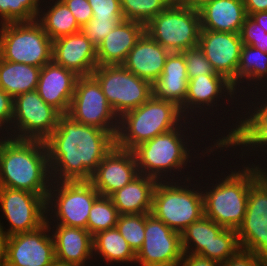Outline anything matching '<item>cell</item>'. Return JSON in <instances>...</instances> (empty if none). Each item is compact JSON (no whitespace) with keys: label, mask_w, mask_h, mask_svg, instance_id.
I'll return each instance as SVG.
<instances>
[{"label":"cell","mask_w":267,"mask_h":266,"mask_svg":"<svg viewBox=\"0 0 267 266\" xmlns=\"http://www.w3.org/2000/svg\"><path fill=\"white\" fill-rule=\"evenodd\" d=\"M139 175L133 150H126L116 145L103 158L90 182L100 196L110 197Z\"/></svg>","instance_id":"19"},{"label":"cell","mask_w":267,"mask_h":266,"mask_svg":"<svg viewBox=\"0 0 267 266\" xmlns=\"http://www.w3.org/2000/svg\"><path fill=\"white\" fill-rule=\"evenodd\" d=\"M93 257L94 263L100 259L105 266H135L136 253L115 227L93 236Z\"/></svg>","instance_id":"29"},{"label":"cell","mask_w":267,"mask_h":266,"mask_svg":"<svg viewBox=\"0 0 267 266\" xmlns=\"http://www.w3.org/2000/svg\"><path fill=\"white\" fill-rule=\"evenodd\" d=\"M55 260L47 222L35 231L8 236L3 266H51Z\"/></svg>","instance_id":"17"},{"label":"cell","mask_w":267,"mask_h":266,"mask_svg":"<svg viewBox=\"0 0 267 266\" xmlns=\"http://www.w3.org/2000/svg\"><path fill=\"white\" fill-rule=\"evenodd\" d=\"M259 174L260 178L267 184V164H264V167L262 165L259 166Z\"/></svg>","instance_id":"54"},{"label":"cell","mask_w":267,"mask_h":266,"mask_svg":"<svg viewBox=\"0 0 267 266\" xmlns=\"http://www.w3.org/2000/svg\"><path fill=\"white\" fill-rule=\"evenodd\" d=\"M92 10L93 18L99 20L122 21L120 0H88Z\"/></svg>","instance_id":"40"},{"label":"cell","mask_w":267,"mask_h":266,"mask_svg":"<svg viewBox=\"0 0 267 266\" xmlns=\"http://www.w3.org/2000/svg\"><path fill=\"white\" fill-rule=\"evenodd\" d=\"M240 38L243 45L255 46L265 36L266 31L248 16L240 30Z\"/></svg>","instance_id":"44"},{"label":"cell","mask_w":267,"mask_h":266,"mask_svg":"<svg viewBox=\"0 0 267 266\" xmlns=\"http://www.w3.org/2000/svg\"><path fill=\"white\" fill-rule=\"evenodd\" d=\"M67 115L76 122L96 126L115 137L117 135L119 117L93 75L78 76Z\"/></svg>","instance_id":"14"},{"label":"cell","mask_w":267,"mask_h":266,"mask_svg":"<svg viewBox=\"0 0 267 266\" xmlns=\"http://www.w3.org/2000/svg\"><path fill=\"white\" fill-rule=\"evenodd\" d=\"M242 46L239 33L200 30L199 49L214 71L230 81L234 88Z\"/></svg>","instance_id":"18"},{"label":"cell","mask_w":267,"mask_h":266,"mask_svg":"<svg viewBox=\"0 0 267 266\" xmlns=\"http://www.w3.org/2000/svg\"><path fill=\"white\" fill-rule=\"evenodd\" d=\"M200 13L174 0L145 25V32L171 52L198 47Z\"/></svg>","instance_id":"11"},{"label":"cell","mask_w":267,"mask_h":266,"mask_svg":"<svg viewBox=\"0 0 267 266\" xmlns=\"http://www.w3.org/2000/svg\"><path fill=\"white\" fill-rule=\"evenodd\" d=\"M99 196L90 181H52L46 198V222L87 230L91 207Z\"/></svg>","instance_id":"10"},{"label":"cell","mask_w":267,"mask_h":266,"mask_svg":"<svg viewBox=\"0 0 267 266\" xmlns=\"http://www.w3.org/2000/svg\"><path fill=\"white\" fill-rule=\"evenodd\" d=\"M46 198L26 190L0 187V209L8 236L32 232L46 223ZM9 224V225H8Z\"/></svg>","instance_id":"15"},{"label":"cell","mask_w":267,"mask_h":266,"mask_svg":"<svg viewBox=\"0 0 267 266\" xmlns=\"http://www.w3.org/2000/svg\"><path fill=\"white\" fill-rule=\"evenodd\" d=\"M239 108L240 96L237 95L234 86L224 76L199 75L188 81L187 95L180 110L186 119L193 120L200 124L202 123V126L206 127V130H210L209 133L211 132V136L213 133H218V135L213 134V136H215V138L217 137L218 142L221 143L235 129L239 120ZM227 114H229V117L226 116ZM224 116L228 119L226 120ZM222 121L225 123L223 124ZM220 123L222 126H220ZM215 126L222 129L218 127L215 129ZM213 129L214 131L216 130V132H214Z\"/></svg>","instance_id":"4"},{"label":"cell","mask_w":267,"mask_h":266,"mask_svg":"<svg viewBox=\"0 0 267 266\" xmlns=\"http://www.w3.org/2000/svg\"><path fill=\"white\" fill-rule=\"evenodd\" d=\"M49 229L54 241L56 260L78 266H95L93 236L88 230L64 225H49Z\"/></svg>","instance_id":"22"},{"label":"cell","mask_w":267,"mask_h":266,"mask_svg":"<svg viewBox=\"0 0 267 266\" xmlns=\"http://www.w3.org/2000/svg\"><path fill=\"white\" fill-rule=\"evenodd\" d=\"M223 229V226L202 216L181 232L183 253L199 254L201 251H211L214 237Z\"/></svg>","instance_id":"33"},{"label":"cell","mask_w":267,"mask_h":266,"mask_svg":"<svg viewBox=\"0 0 267 266\" xmlns=\"http://www.w3.org/2000/svg\"><path fill=\"white\" fill-rule=\"evenodd\" d=\"M174 0H120L125 20L146 25L152 18L164 11Z\"/></svg>","instance_id":"35"},{"label":"cell","mask_w":267,"mask_h":266,"mask_svg":"<svg viewBox=\"0 0 267 266\" xmlns=\"http://www.w3.org/2000/svg\"><path fill=\"white\" fill-rule=\"evenodd\" d=\"M77 78L73 71L52 60L41 68L36 91L47 104L67 114Z\"/></svg>","instance_id":"21"},{"label":"cell","mask_w":267,"mask_h":266,"mask_svg":"<svg viewBox=\"0 0 267 266\" xmlns=\"http://www.w3.org/2000/svg\"><path fill=\"white\" fill-rule=\"evenodd\" d=\"M247 15L267 11V0H243Z\"/></svg>","instance_id":"48"},{"label":"cell","mask_w":267,"mask_h":266,"mask_svg":"<svg viewBox=\"0 0 267 266\" xmlns=\"http://www.w3.org/2000/svg\"><path fill=\"white\" fill-rule=\"evenodd\" d=\"M180 266H222L219 262L198 254L183 253Z\"/></svg>","instance_id":"47"},{"label":"cell","mask_w":267,"mask_h":266,"mask_svg":"<svg viewBox=\"0 0 267 266\" xmlns=\"http://www.w3.org/2000/svg\"><path fill=\"white\" fill-rule=\"evenodd\" d=\"M52 51L53 41L37 19L0 24L1 59L42 68Z\"/></svg>","instance_id":"9"},{"label":"cell","mask_w":267,"mask_h":266,"mask_svg":"<svg viewBox=\"0 0 267 266\" xmlns=\"http://www.w3.org/2000/svg\"><path fill=\"white\" fill-rule=\"evenodd\" d=\"M236 231L240 249L267 257V214L246 212Z\"/></svg>","instance_id":"32"},{"label":"cell","mask_w":267,"mask_h":266,"mask_svg":"<svg viewBox=\"0 0 267 266\" xmlns=\"http://www.w3.org/2000/svg\"><path fill=\"white\" fill-rule=\"evenodd\" d=\"M262 85H267V53L253 46L243 45L235 76V90L241 97Z\"/></svg>","instance_id":"28"},{"label":"cell","mask_w":267,"mask_h":266,"mask_svg":"<svg viewBox=\"0 0 267 266\" xmlns=\"http://www.w3.org/2000/svg\"><path fill=\"white\" fill-rule=\"evenodd\" d=\"M82 27L93 18V10L88 0H62Z\"/></svg>","instance_id":"45"},{"label":"cell","mask_w":267,"mask_h":266,"mask_svg":"<svg viewBox=\"0 0 267 266\" xmlns=\"http://www.w3.org/2000/svg\"><path fill=\"white\" fill-rule=\"evenodd\" d=\"M181 53L186 61L188 80L199 75H220L214 71L211 63L207 60L199 47L187 49Z\"/></svg>","instance_id":"39"},{"label":"cell","mask_w":267,"mask_h":266,"mask_svg":"<svg viewBox=\"0 0 267 266\" xmlns=\"http://www.w3.org/2000/svg\"><path fill=\"white\" fill-rule=\"evenodd\" d=\"M181 233L151 213H145V238L136 253L135 266H180Z\"/></svg>","instance_id":"16"},{"label":"cell","mask_w":267,"mask_h":266,"mask_svg":"<svg viewBox=\"0 0 267 266\" xmlns=\"http://www.w3.org/2000/svg\"><path fill=\"white\" fill-rule=\"evenodd\" d=\"M195 177L158 181L154 188L151 214L179 233L204 216L201 183Z\"/></svg>","instance_id":"8"},{"label":"cell","mask_w":267,"mask_h":266,"mask_svg":"<svg viewBox=\"0 0 267 266\" xmlns=\"http://www.w3.org/2000/svg\"><path fill=\"white\" fill-rule=\"evenodd\" d=\"M43 0H0V24L33 21L38 18Z\"/></svg>","instance_id":"36"},{"label":"cell","mask_w":267,"mask_h":266,"mask_svg":"<svg viewBox=\"0 0 267 266\" xmlns=\"http://www.w3.org/2000/svg\"><path fill=\"white\" fill-rule=\"evenodd\" d=\"M158 180L139 174L110 198L119 215L151 213L153 192Z\"/></svg>","instance_id":"27"},{"label":"cell","mask_w":267,"mask_h":266,"mask_svg":"<svg viewBox=\"0 0 267 266\" xmlns=\"http://www.w3.org/2000/svg\"><path fill=\"white\" fill-rule=\"evenodd\" d=\"M186 61L181 52H171L166 57L163 72L152 84V96L175 103L181 107L188 87Z\"/></svg>","instance_id":"25"},{"label":"cell","mask_w":267,"mask_h":266,"mask_svg":"<svg viewBox=\"0 0 267 266\" xmlns=\"http://www.w3.org/2000/svg\"><path fill=\"white\" fill-rule=\"evenodd\" d=\"M144 32L143 23L120 21L97 47L98 66L122 65Z\"/></svg>","instance_id":"23"},{"label":"cell","mask_w":267,"mask_h":266,"mask_svg":"<svg viewBox=\"0 0 267 266\" xmlns=\"http://www.w3.org/2000/svg\"><path fill=\"white\" fill-rule=\"evenodd\" d=\"M204 129L205 131L203 132ZM206 132L208 133L209 131L202 124L185 119L178 127L139 144L133 149L139 174L151 176L158 181L185 180L193 177V174L194 176H199L201 164L196 163H203L204 161L210 163V165L213 162H216L215 164L219 163L216 157V150L220 147V143L214 136H210L211 134L208 135ZM203 136L205 137L202 138ZM207 141H209V144ZM214 156L216 157L215 159ZM206 157H209L208 161L206 159L202 160ZM193 163L199 166L195 169L196 166H192ZM190 167H194L193 169L195 170L188 171ZM197 172L198 174H196Z\"/></svg>","instance_id":"1"},{"label":"cell","mask_w":267,"mask_h":266,"mask_svg":"<svg viewBox=\"0 0 267 266\" xmlns=\"http://www.w3.org/2000/svg\"><path fill=\"white\" fill-rule=\"evenodd\" d=\"M251 90L240 97L238 123L235 129L220 143V146L230 156L233 153L231 159L237 156L236 158L239 160L236 159V162L240 164L256 166L258 163L257 165L261 166L267 163V85L258 86ZM229 151L232 152L229 153ZM252 158H254V162Z\"/></svg>","instance_id":"6"},{"label":"cell","mask_w":267,"mask_h":266,"mask_svg":"<svg viewBox=\"0 0 267 266\" xmlns=\"http://www.w3.org/2000/svg\"><path fill=\"white\" fill-rule=\"evenodd\" d=\"M0 219V261L3 262L5 255H6V247H7V240H8V235L6 231L4 230V223L2 221L1 223Z\"/></svg>","instance_id":"49"},{"label":"cell","mask_w":267,"mask_h":266,"mask_svg":"<svg viewBox=\"0 0 267 266\" xmlns=\"http://www.w3.org/2000/svg\"><path fill=\"white\" fill-rule=\"evenodd\" d=\"M201 30L240 33L248 17L243 0H213L199 10Z\"/></svg>","instance_id":"26"},{"label":"cell","mask_w":267,"mask_h":266,"mask_svg":"<svg viewBox=\"0 0 267 266\" xmlns=\"http://www.w3.org/2000/svg\"><path fill=\"white\" fill-rule=\"evenodd\" d=\"M246 212L267 214V184L261 178L250 187Z\"/></svg>","instance_id":"42"},{"label":"cell","mask_w":267,"mask_h":266,"mask_svg":"<svg viewBox=\"0 0 267 266\" xmlns=\"http://www.w3.org/2000/svg\"><path fill=\"white\" fill-rule=\"evenodd\" d=\"M119 213L110 197L99 196L93 203L88 216L87 230L95 234L116 227Z\"/></svg>","instance_id":"34"},{"label":"cell","mask_w":267,"mask_h":266,"mask_svg":"<svg viewBox=\"0 0 267 266\" xmlns=\"http://www.w3.org/2000/svg\"><path fill=\"white\" fill-rule=\"evenodd\" d=\"M62 114L47 104L36 90L17 95L9 137L45 141L58 126Z\"/></svg>","instance_id":"13"},{"label":"cell","mask_w":267,"mask_h":266,"mask_svg":"<svg viewBox=\"0 0 267 266\" xmlns=\"http://www.w3.org/2000/svg\"><path fill=\"white\" fill-rule=\"evenodd\" d=\"M52 183L45 141L9 137L0 148V187L48 195Z\"/></svg>","instance_id":"5"},{"label":"cell","mask_w":267,"mask_h":266,"mask_svg":"<svg viewBox=\"0 0 267 266\" xmlns=\"http://www.w3.org/2000/svg\"><path fill=\"white\" fill-rule=\"evenodd\" d=\"M9 138V134L6 128H4L0 124V148L2 147L3 143Z\"/></svg>","instance_id":"53"},{"label":"cell","mask_w":267,"mask_h":266,"mask_svg":"<svg viewBox=\"0 0 267 266\" xmlns=\"http://www.w3.org/2000/svg\"><path fill=\"white\" fill-rule=\"evenodd\" d=\"M254 47L267 53V33L258 41V43Z\"/></svg>","instance_id":"52"},{"label":"cell","mask_w":267,"mask_h":266,"mask_svg":"<svg viewBox=\"0 0 267 266\" xmlns=\"http://www.w3.org/2000/svg\"><path fill=\"white\" fill-rule=\"evenodd\" d=\"M239 249L237 231L231 228H224L214 237L211 243V251H201L198 255L215 260L222 265Z\"/></svg>","instance_id":"37"},{"label":"cell","mask_w":267,"mask_h":266,"mask_svg":"<svg viewBox=\"0 0 267 266\" xmlns=\"http://www.w3.org/2000/svg\"><path fill=\"white\" fill-rule=\"evenodd\" d=\"M116 228L132 250L137 253L145 238V214L119 215Z\"/></svg>","instance_id":"38"},{"label":"cell","mask_w":267,"mask_h":266,"mask_svg":"<svg viewBox=\"0 0 267 266\" xmlns=\"http://www.w3.org/2000/svg\"><path fill=\"white\" fill-rule=\"evenodd\" d=\"M13 98L0 88V124L7 130L13 118Z\"/></svg>","instance_id":"46"},{"label":"cell","mask_w":267,"mask_h":266,"mask_svg":"<svg viewBox=\"0 0 267 266\" xmlns=\"http://www.w3.org/2000/svg\"><path fill=\"white\" fill-rule=\"evenodd\" d=\"M92 75L118 117L141 106L152 96V84L123 65L97 66Z\"/></svg>","instance_id":"12"},{"label":"cell","mask_w":267,"mask_h":266,"mask_svg":"<svg viewBox=\"0 0 267 266\" xmlns=\"http://www.w3.org/2000/svg\"><path fill=\"white\" fill-rule=\"evenodd\" d=\"M250 17L267 33V11L253 13L250 15Z\"/></svg>","instance_id":"51"},{"label":"cell","mask_w":267,"mask_h":266,"mask_svg":"<svg viewBox=\"0 0 267 266\" xmlns=\"http://www.w3.org/2000/svg\"><path fill=\"white\" fill-rule=\"evenodd\" d=\"M180 4L190 7L194 10L199 11L202 7H204L207 3L213 0H177Z\"/></svg>","instance_id":"50"},{"label":"cell","mask_w":267,"mask_h":266,"mask_svg":"<svg viewBox=\"0 0 267 266\" xmlns=\"http://www.w3.org/2000/svg\"><path fill=\"white\" fill-rule=\"evenodd\" d=\"M169 51L146 32L137 40L122 64L128 71L153 84L163 72Z\"/></svg>","instance_id":"24"},{"label":"cell","mask_w":267,"mask_h":266,"mask_svg":"<svg viewBox=\"0 0 267 266\" xmlns=\"http://www.w3.org/2000/svg\"><path fill=\"white\" fill-rule=\"evenodd\" d=\"M120 21L99 20L92 18L81 27V32L96 46L117 26Z\"/></svg>","instance_id":"41"},{"label":"cell","mask_w":267,"mask_h":266,"mask_svg":"<svg viewBox=\"0 0 267 266\" xmlns=\"http://www.w3.org/2000/svg\"><path fill=\"white\" fill-rule=\"evenodd\" d=\"M51 266H78V265L55 260Z\"/></svg>","instance_id":"55"},{"label":"cell","mask_w":267,"mask_h":266,"mask_svg":"<svg viewBox=\"0 0 267 266\" xmlns=\"http://www.w3.org/2000/svg\"><path fill=\"white\" fill-rule=\"evenodd\" d=\"M52 181H90L103 158L116 145L113 134L62 114L45 140Z\"/></svg>","instance_id":"2"},{"label":"cell","mask_w":267,"mask_h":266,"mask_svg":"<svg viewBox=\"0 0 267 266\" xmlns=\"http://www.w3.org/2000/svg\"><path fill=\"white\" fill-rule=\"evenodd\" d=\"M186 118L175 103L151 96L119 117L116 146L133 150L139 144L178 127Z\"/></svg>","instance_id":"7"},{"label":"cell","mask_w":267,"mask_h":266,"mask_svg":"<svg viewBox=\"0 0 267 266\" xmlns=\"http://www.w3.org/2000/svg\"><path fill=\"white\" fill-rule=\"evenodd\" d=\"M52 60L77 76L92 75L97 64V47L78 32L53 41Z\"/></svg>","instance_id":"20"},{"label":"cell","mask_w":267,"mask_h":266,"mask_svg":"<svg viewBox=\"0 0 267 266\" xmlns=\"http://www.w3.org/2000/svg\"><path fill=\"white\" fill-rule=\"evenodd\" d=\"M37 20L52 41L81 32V26L62 0H43Z\"/></svg>","instance_id":"30"},{"label":"cell","mask_w":267,"mask_h":266,"mask_svg":"<svg viewBox=\"0 0 267 266\" xmlns=\"http://www.w3.org/2000/svg\"><path fill=\"white\" fill-rule=\"evenodd\" d=\"M222 266H267V257L239 249Z\"/></svg>","instance_id":"43"},{"label":"cell","mask_w":267,"mask_h":266,"mask_svg":"<svg viewBox=\"0 0 267 266\" xmlns=\"http://www.w3.org/2000/svg\"><path fill=\"white\" fill-rule=\"evenodd\" d=\"M216 156L218 157L220 164L215 166L213 163L212 166L214 169H212V166H210L211 168H208L209 175H204V177H206L205 180L203 179L204 177L202 176V173L206 166L203 163L200 168L202 170L200 173L201 175L198 177L202 188L204 216L224 228L237 230L245 217L250 187L260 178L259 166L239 164L234 162L236 158H233L232 161L228 160L227 156L229 158V154L221 146L216 150ZM225 157L226 159L224 160L223 158ZM221 160H224L225 162ZM226 160L228 162L230 161V163ZM227 163L229 164L228 167ZM232 163L234 166L231 165ZM218 165H223V167L228 168V170L220 167L222 168L221 172L220 170L216 171L219 174L213 173L216 169H219ZM210 171L212 175L210 174Z\"/></svg>","instance_id":"3"},{"label":"cell","mask_w":267,"mask_h":266,"mask_svg":"<svg viewBox=\"0 0 267 266\" xmlns=\"http://www.w3.org/2000/svg\"><path fill=\"white\" fill-rule=\"evenodd\" d=\"M41 67L15 63L0 58V88L13 99L36 90Z\"/></svg>","instance_id":"31"}]
</instances>
